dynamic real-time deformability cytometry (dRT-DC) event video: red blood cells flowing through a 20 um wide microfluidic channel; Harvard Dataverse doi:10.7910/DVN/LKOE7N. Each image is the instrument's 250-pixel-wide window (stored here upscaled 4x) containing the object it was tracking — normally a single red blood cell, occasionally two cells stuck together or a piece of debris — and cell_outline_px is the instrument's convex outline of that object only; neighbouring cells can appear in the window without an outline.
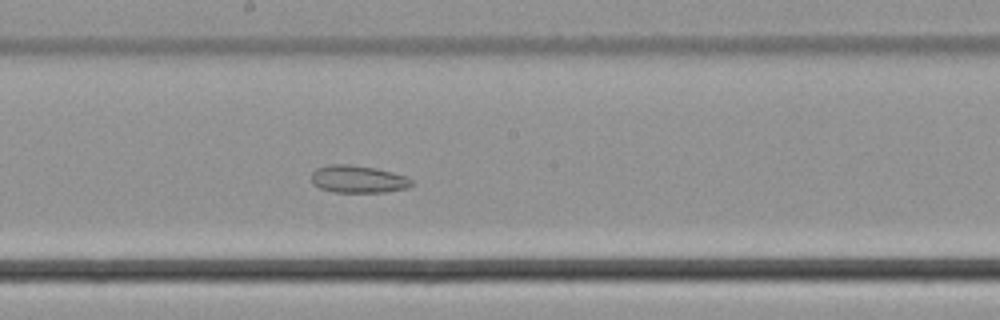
{"species": "common noctule bat (a hibernating species)", "species_latin": "Nyctalus noctula", "temperature_condition": "cold", "stored_images_in_passage": 46, "camera_frame_rate_fps": 3000, "um_per_image_px": 0.085, "animal": {"sex": "male", "body_mass_g": 21.5, "forearm_length_mm": 52.0}, "frame": {"image": 1, "passage_image": 22, "time_ms": 7.0, "image_size_px": [1000, 320], "cell_outline_px": [[416, 184], [408, 188], [384, 192], [336, 192], [320, 188], [312, 184], [312, 172], [316, 168], [328, 164], [348, 164], [372, 168], [392, 172], [404, 176], [412, 180]], "centroid_in_image_um": [30.43, 15.23], "position_along_channel_um": 217.8, "area_um2": 16.01}}
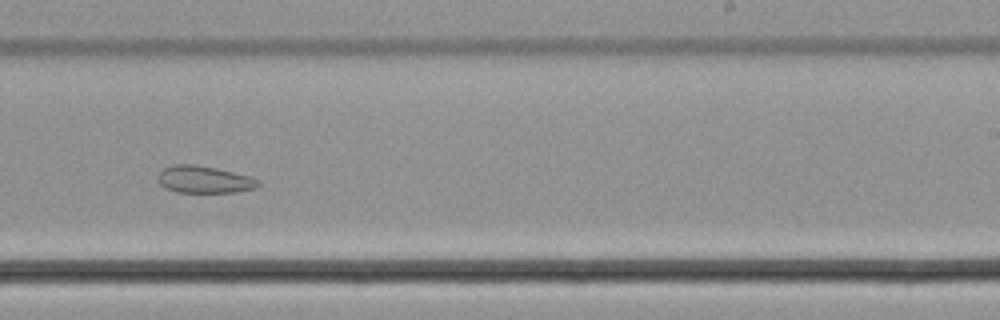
{"frame": {"image": 2, "passage_image": 26, "time_ms": 8.333, "image_size_px": [1000, 320], "cell_outline_px": [[260, 184], [256, 188], [236, 192], [176, 192], [164, 188], [160, 184], [156, 176], [164, 168], [172, 164], [192, 164], [216, 168], [248, 176], [260, 180]], "centroid_in_image_um": [17.32, 15.26], "position_along_channel_um": 271.7, "area_um2": 15.9}}
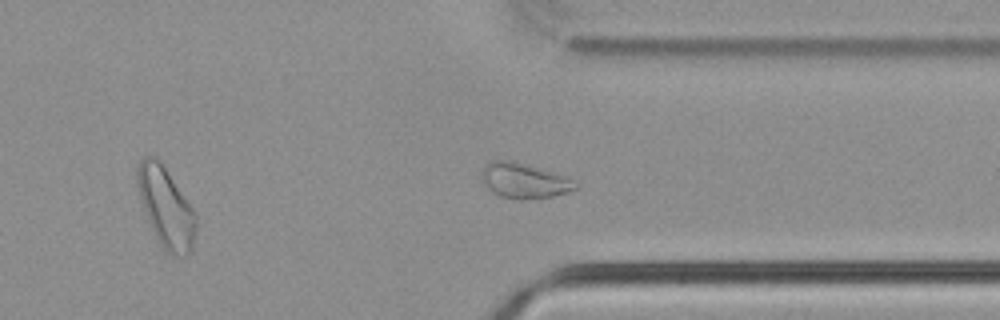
{"frame": {"image": 3, "passage_image": 33, "time_ms": 10.667, "image_size_px": [1000, 320], "cell_outline_px": [[580, 184], [576, 188], [568, 192], [552, 196], [520, 200], [516, 200], [500, 196], [492, 192], [480, 180], [480, 172], [492, 160], [508, 160], [552, 172], [564, 176]], "centroid_in_image_um": [44.51, 15.38], "position_along_channel_um": 366.9, "area_um2": 19.02}}